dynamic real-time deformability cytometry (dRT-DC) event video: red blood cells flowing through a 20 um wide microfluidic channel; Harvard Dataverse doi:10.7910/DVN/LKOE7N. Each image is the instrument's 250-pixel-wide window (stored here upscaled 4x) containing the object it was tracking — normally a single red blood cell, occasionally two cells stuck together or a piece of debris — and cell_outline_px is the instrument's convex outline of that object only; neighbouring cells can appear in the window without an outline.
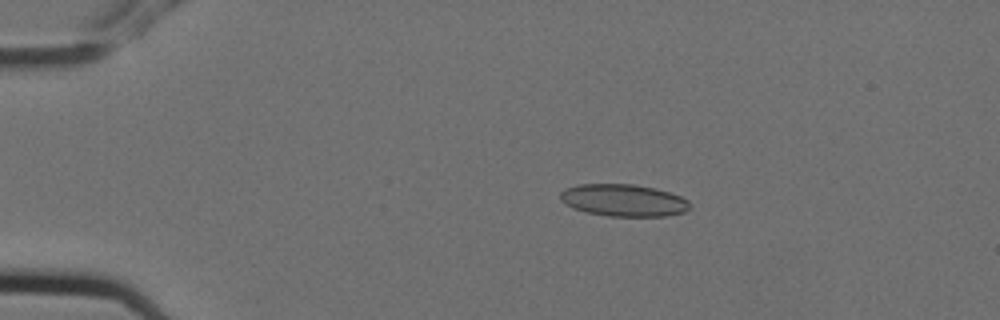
{"species": "Egyptian fruit bat (a non-hibernating species)", "species_latin": "Rousettus aegyptiacus", "temperature_condition": "cold", "stored_images_in_passage": 10, "camera_frame_rate_fps": 3000, "um_per_image_px": 0.085, "animal": {"sex": "female"}, "frame": {"image": 1, "passage_image": 3, "time_ms": 0.667, "image_size_px": [1000, 320], "cell_outline_px": [[692, 208], [684, 212], [668, 216], [608, 216], [588, 212], [572, 208], [560, 200], [560, 192], [576, 184], [632, 184], [656, 188], [680, 196], [688, 200], [692, 204]], "centroid_in_image_um": [53.04, 17.02], "position_along_channel_um": 32.0, "area_um2": 24.39}}
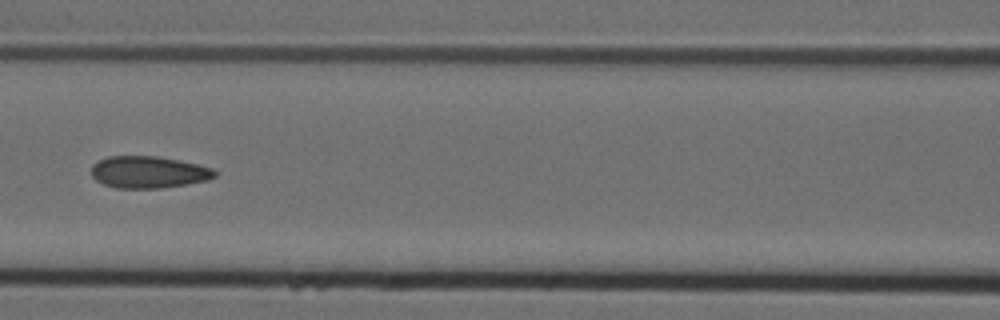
{"frame": {"image": 2, "passage_image": 7, "time_ms": 2.0, "image_size_px": [1000, 320], "cell_outline_px": [[216, 176], [208, 180], [160, 188], [116, 188], [104, 184], [96, 180], [92, 176], [92, 164], [96, 160], [108, 156], [156, 156], [180, 160], [212, 168], [216, 172]], "centroid_in_image_um": [12.59, 14.62], "position_along_channel_um": 154.0, "area_um2": 22.95}}
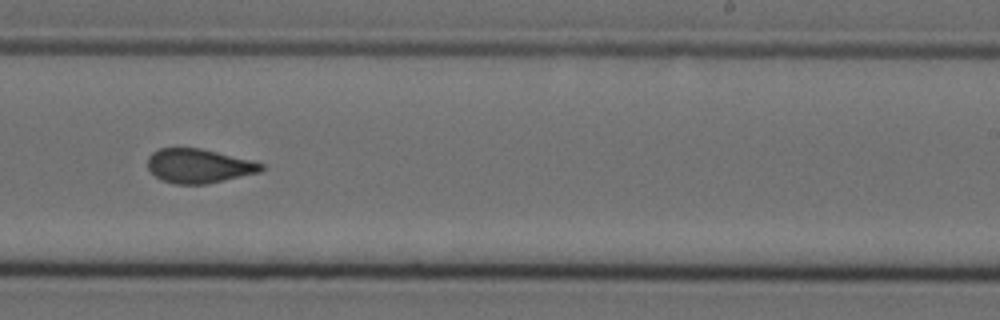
{"frame": {"image": 3, "passage_image": 10, "time_ms": 3.0, "image_size_px": [1000, 320], "cell_outline_px": [[264, 168], [260, 172], [204, 184], [176, 184], [160, 180], [148, 168], [148, 156], [152, 152], [160, 148], [200, 148], [252, 160], [264, 164]], "centroid_in_image_um": [16.88, 14.1], "position_along_channel_um": 272.1, "area_um2": 22.48}}